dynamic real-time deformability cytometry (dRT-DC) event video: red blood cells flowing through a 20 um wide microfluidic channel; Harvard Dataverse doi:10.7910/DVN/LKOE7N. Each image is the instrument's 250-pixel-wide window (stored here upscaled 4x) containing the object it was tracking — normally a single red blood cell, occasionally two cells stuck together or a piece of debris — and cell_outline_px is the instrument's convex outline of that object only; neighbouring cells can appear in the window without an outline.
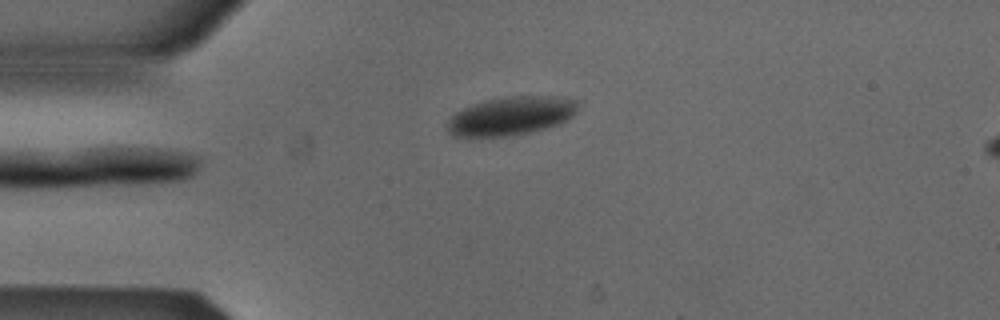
{"species": "Egyptian fruit bat (a non-hibernating species)", "species_latin": "Rousettus aegyptiacus", "temperature_condition": "cold", "stored_images_in_passage": 2, "camera_frame_rate_fps": 3000, "um_per_image_px": 0.085, "animal": {"sex": "male"}, "frame": {"image": 1, "passage_image": 2, "time_ms": 0.333, "image_size_px": [1000, 320], "cell_outline_px": [[576, 112], [568, 120], [560, 124], [528, 132], [508, 136], [468, 140], [452, 136], [444, 128], [448, 120], [456, 112], [472, 104], [484, 100], [508, 96], [556, 96], [576, 100]], "centroid_in_image_um": [43.32, 9.9], "position_along_channel_um": 41.7, "area_um2": 30.11}}